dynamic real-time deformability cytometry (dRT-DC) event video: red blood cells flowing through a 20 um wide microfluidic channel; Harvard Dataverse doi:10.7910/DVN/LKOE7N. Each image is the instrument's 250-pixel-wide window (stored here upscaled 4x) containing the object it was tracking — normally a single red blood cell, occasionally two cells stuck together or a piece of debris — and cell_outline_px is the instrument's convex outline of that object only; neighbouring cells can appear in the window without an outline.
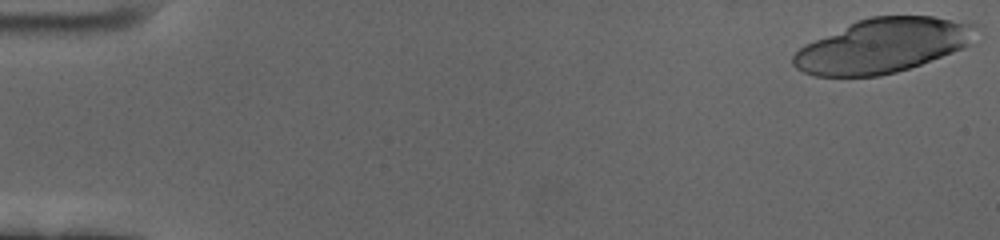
{"species": "human", "species_latin": "Homo sapiens", "temperature_condition": "cold", "stored_images_in_passage": 35, "camera_frame_rate_fps": 3000, "um_per_image_px": 0.085, "donor": {"sex": "female"}, "frame": {"image": 1, "passage_image": 1, "time_ms": 0.0, "image_size_px": [1000, 240], "cell_outline_px": [[976, 24], [968, 44], [964, 48], [920, 64], [896, 72], [880, 76], [812, 76], [796, 68], [792, 64], [792, 56], [804, 44], [856, 20], [872, 16], [932, 16]], "centroid_in_image_um": [74.96, 3.88], "position_along_channel_um": 10.0, "area_um2": 57.28}}